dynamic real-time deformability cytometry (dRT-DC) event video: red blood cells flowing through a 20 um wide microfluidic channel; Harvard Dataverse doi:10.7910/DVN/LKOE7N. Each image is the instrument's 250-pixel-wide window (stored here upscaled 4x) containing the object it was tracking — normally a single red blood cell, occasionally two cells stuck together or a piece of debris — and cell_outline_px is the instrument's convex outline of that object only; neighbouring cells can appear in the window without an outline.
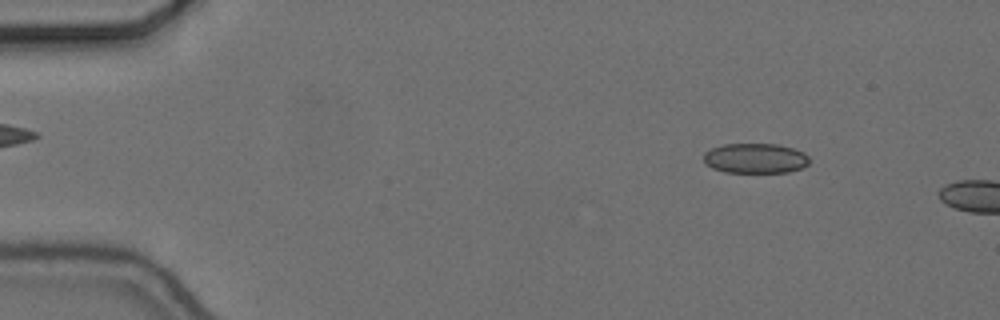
{"species": "common noctule bat (a hibernating species)", "species_latin": "Nyctalus noctula", "temperature_condition": "cold", "stored_images_in_passage": 10, "camera_frame_rate_fps": 3000, "um_per_image_px": 0.085, "animal": {"sex": "female", "body_mass_g": 24.6, "forearm_length_mm": 56.2}, "frame": {"image": 1, "passage_image": 7, "time_ms": 2.0, "image_size_px": [1000, 320], "cell_outline_px": [[808, 164], [800, 168], [788, 172], [724, 172], [712, 168], [704, 160], [704, 152], [712, 148], [724, 144], [776, 144], [792, 148], [804, 152], [808, 156]], "centroid_in_image_um": [64.19, 13.45], "position_along_channel_um": 20.8, "area_um2": 18.32}}